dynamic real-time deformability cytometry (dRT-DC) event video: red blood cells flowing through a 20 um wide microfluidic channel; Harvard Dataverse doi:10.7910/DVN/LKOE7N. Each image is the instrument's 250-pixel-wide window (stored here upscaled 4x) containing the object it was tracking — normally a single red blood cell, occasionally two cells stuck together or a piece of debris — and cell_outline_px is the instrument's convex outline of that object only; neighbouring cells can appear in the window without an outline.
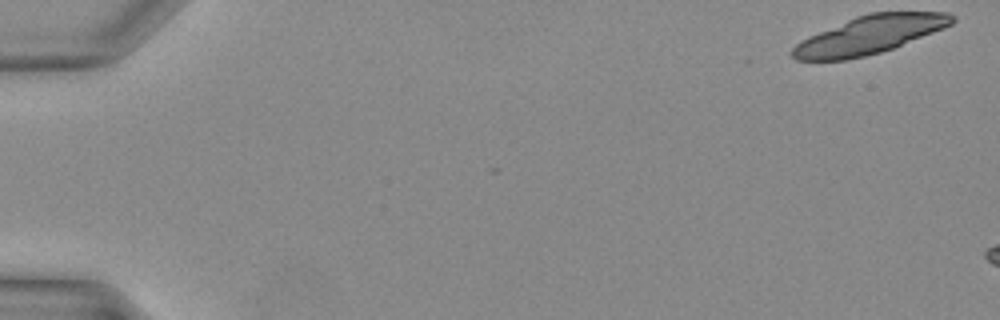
{"species": "Egyptian fruit bat (a non-hibernating species)", "species_latin": "Rousettus aegyptiacus", "temperature_condition": "warm", "stored_images_in_passage": 8, "camera_frame_rate_fps": 3000, "um_per_image_px": 0.085, "animal": {"sex": "female"}, "frame": {"image": 1, "passage_image": 1, "time_ms": 0.0, "image_size_px": [1000, 320], "cell_outline_px": [[956, 20], [952, 24], [944, 28], [892, 48], [880, 52], [864, 56], [844, 60], [796, 60], [792, 56], [792, 48], [800, 40], [808, 36], [856, 16], [868, 12], [948, 12], [956, 16]], "centroid_in_image_um": [73.91, 2.95], "position_along_channel_um": 11.1, "area_um2": 35.14}}